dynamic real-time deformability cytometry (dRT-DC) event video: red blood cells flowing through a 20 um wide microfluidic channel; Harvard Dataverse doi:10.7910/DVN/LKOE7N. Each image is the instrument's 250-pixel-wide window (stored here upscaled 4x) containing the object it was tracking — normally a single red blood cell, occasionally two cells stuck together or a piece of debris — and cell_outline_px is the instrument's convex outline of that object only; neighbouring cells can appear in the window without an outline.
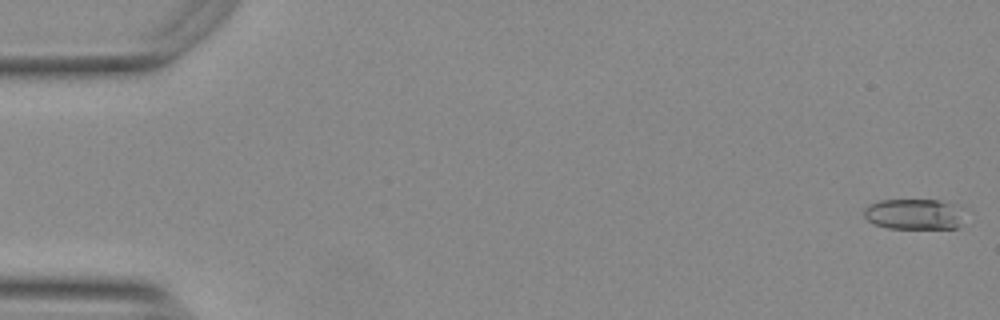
{"species": "Egyptian fruit bat (a non-hibernating species)", "species_latin": "Rousettus aegyptiacus", "temperature_condition": "warm", "stored_images_in_passage": 9, "camera_frame_rate_fps": 3000, "um_per_image_px": 0.085, "animal": {"sex": "female"}, "frame": {"image": 1, "passage_image": 2, "time_ms": 0.333, "image_size_px": [1000, 320], "cell_outline_px": [[960, 224], [956, 228], [888, 228], [876, 224], [868, 220], [864, 216], [864, 208], [868, 204], [880, 200], [940, 200], [952, 204]], "centroid_in_image_um": [77.53, 18.2], "position_along_channel_um": 7.5, "area_um2": 17.22}}